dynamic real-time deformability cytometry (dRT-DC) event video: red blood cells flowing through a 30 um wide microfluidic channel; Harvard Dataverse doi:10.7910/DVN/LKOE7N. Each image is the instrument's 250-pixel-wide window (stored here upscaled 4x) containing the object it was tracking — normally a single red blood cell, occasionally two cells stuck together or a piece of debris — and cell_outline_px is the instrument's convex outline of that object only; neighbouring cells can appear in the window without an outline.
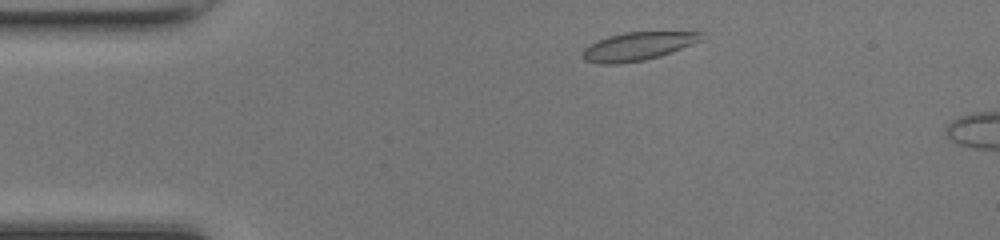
{"species": "common noctule bat (a hibernating species)", "species_latin": "Nyctalus noctula", "temperature_condition": "room temperature", "stored_images_in_passage": 7, "camera_frame_rate_fps": 3000, "um_per_image_px": 0.085, "animal": {"sex": "female", "body_mass_g": 17.0, "forearm_length_mm": 48.0}, "frame": {"image": 1, "passage_image": 3, "time_ms": 0.667, "image_size_px": [1000, 240], "cell_outline_px": [[704, 32], [700, 40], [660, 56], [644, 60], [616, 64], [600, 64], [584, 60], [580, 56], [580, 52], [588, 44], [608, 36], [624, 32]], "centroid_in_image_um": [54.1, 3.94], "position_along_channel_um": 30.9, "area_um2": 19.42}}